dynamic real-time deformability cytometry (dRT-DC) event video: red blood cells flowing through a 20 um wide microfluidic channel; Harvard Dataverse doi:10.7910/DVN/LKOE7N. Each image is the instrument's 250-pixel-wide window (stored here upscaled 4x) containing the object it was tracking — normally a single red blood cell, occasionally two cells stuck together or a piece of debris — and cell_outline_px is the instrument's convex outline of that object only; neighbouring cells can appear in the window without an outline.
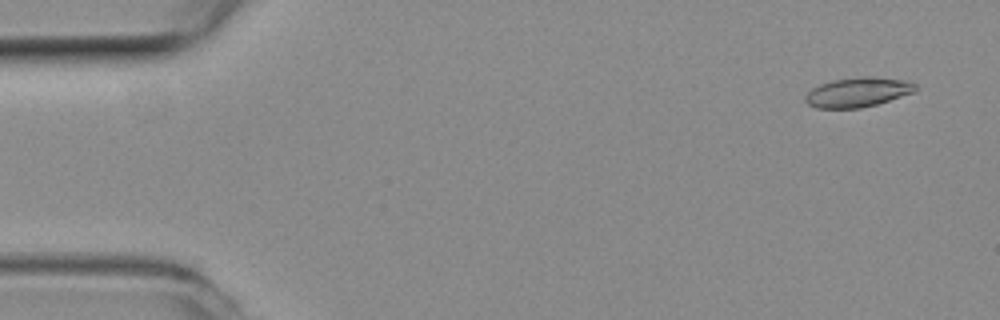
{"species": "common noctule bat (a hibernating species)", "species_latin": "Nyctalus noctula", "temperature_condition": "room temperature", "stored_images_in_passage": 53, "camera_frame_rate_fps": 3000, "um_per_image_px": 0.085, "animal": {"sex": "female", "body_mass_g": 19.3, "forearm_length_mm": 54.1}, "frame": {"image": 1, "passage_image": 3, "time_ms": 0.667, "image_size_px": [1000, 320], "cell_outline_px": [[916, 88], [912, 92], [876, 104], [860, 108], [816, 108], [808, 104], [804, 100], [804, 96], [812, 88], [820, 84], [832, 80], [864, 76], [872, 76], [908, 80], [916, 84]], "centroid_in_image_um": [72.87, 7.83], "position_along_channel_um": 12.1, "area_um2": 18.9}}
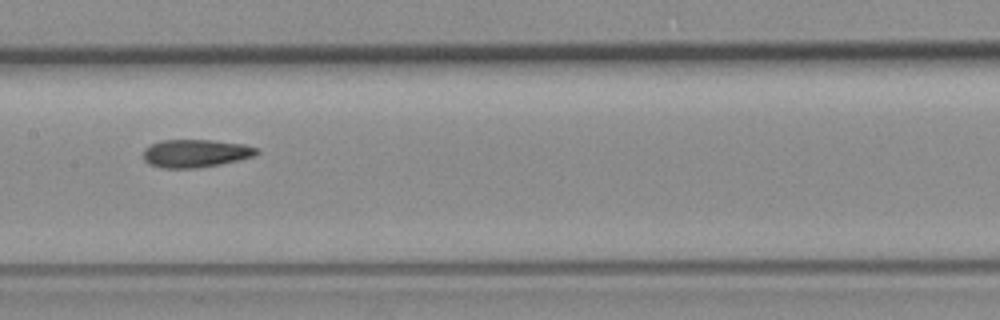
{"frame": {"image": 2, "passage_image": 26, "time_ms": 8.333, "image_size_px": [1000, 320], "cell_outline_px": [[260, 152], [256, 156], [220, 164], [196, 168], [160, 168], [148, 164], [144, 160], [144, 148], [160, 140], [212, 140], [244, 144], [260, 148]], "centroid_in_image_um": [16.65, 13.03], "position_along_channel_um": 190.8, "area_um2": 18.67}}
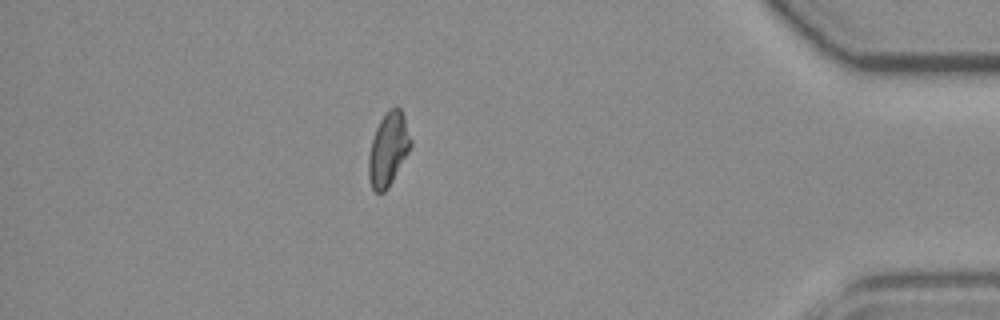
{"frame": {"image": 3, "passage_image": 46, "time_ms": 15.0, "image_size_px": [1000, 320], "cell_outline_px": [[412, 144], [408, 152], [388, 188], [384, 192], [376, 192], [372, 188], [368, 176], [368, 156], [372, 140], [376, 128], [380, 120], [388, 108], [396, 104], [400, 108], [404, 116], [412, 140]], "centroid_in_image_um": [33.0, 12.64], "position_along_channel_um": 402.2, "area_um2": 18.03}, "authors_computed_cell_mechanics": {"area_um2": 18.5538, "velocity_mm_per_s": 3.8761, "shape_relaxation_time_tau1_ms": 9.0548, "shape_relaxation_time_tau2_ms": 5.4573, "deformation_change_tau1": 0.2214, "deformation_change_tau2": 0.1002}}